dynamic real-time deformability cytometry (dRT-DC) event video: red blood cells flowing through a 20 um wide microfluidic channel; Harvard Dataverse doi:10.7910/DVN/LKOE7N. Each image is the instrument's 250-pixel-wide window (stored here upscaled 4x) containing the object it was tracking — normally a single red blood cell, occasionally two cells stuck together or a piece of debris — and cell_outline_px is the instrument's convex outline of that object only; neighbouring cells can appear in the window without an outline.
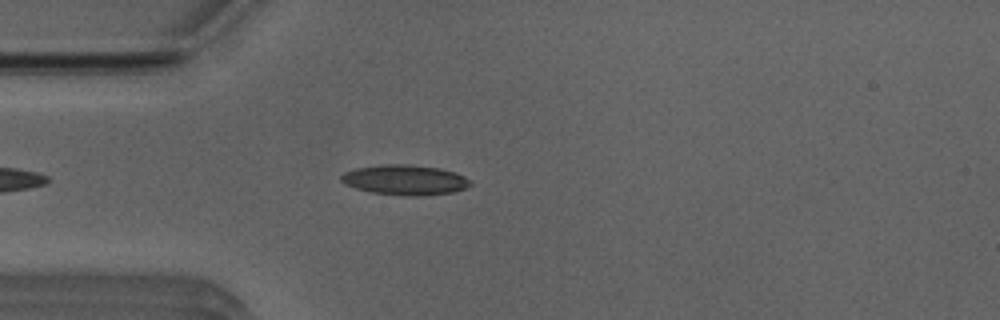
{"species": "Egyptian fruit bat (a non-hibernating species)", "species_latin": "Rousettus aegyptiacus", "temperature_condition": "room temperature", "stored_images_in_passage": 36, "camera_frame_rate_fps": 3000, "um_per_image_px": 0.085, "animal": {"sex": "male"}, "frame": {"image": 1, "passage_image": 5, "time_ms": 1.333, "image_size_px": [1000, 320], "cell_outline_px": [[472, 184], [464, 188], [452, 192], [420, 196], [404, 196], [372, 192], [356, 188], [344, 184], [340, 180], [340, 176], [344, 172], [356, 168], [384, 164], [408, 164], [440, 168], [456, 172], [464, 176]], "centroid_in_image_um": [34.4, 15.29], "position_along_channel_um": 50.6, "area_um2": 22.66}}
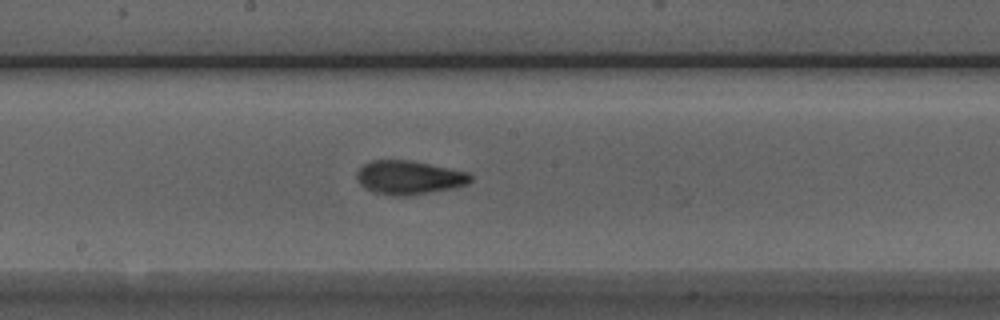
{"frame": {"image": 2, "passage_image": 18, "time_ms": 5.667, "image_size_px": [1000, 320], "cell_outline_px": [[472, 180], [468, 184], [452, 188], [408, 196], [392, 196], [372, 192], [364, 188], [356, 180], [356, 172], [364, 164], [372, 160], [408, 160], [468, 172], [472, 176]], "centroid_in_image_um": [34.73, 15.1], "position_along_channel_um": 213.5, "area_um2": 22.43}}
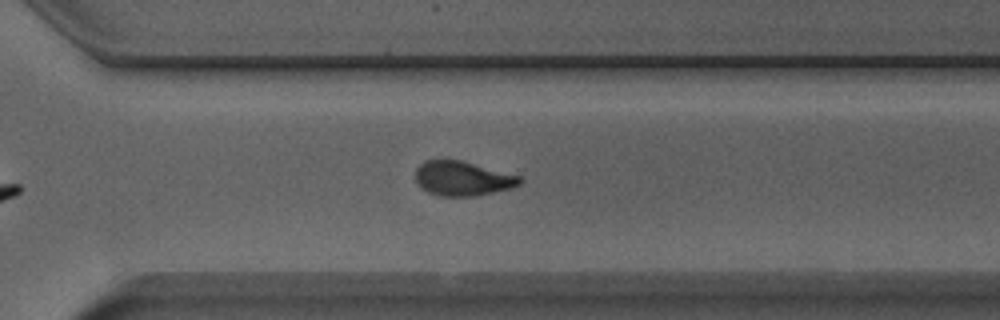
{"frame": {"image": 3, "passage_image": 27, "time_ms": 8.667, "image_size_px": [1000, 320], "cell_outline_px": [[524, 180], [520, 184], [512, 188], [472, 196], [440, 196], [428, 192], [420, 188], [416, 180], [416, 168], [424, 160], [460, 160], [520, 176]], "centroid_in_image_um": [39.3, 15.17], "position_along_channel_um": 331.3, "area_um2": 20.87}, "authors_computed_cell_mechanics": {"area_um2": 21.4149, "velocity_mm_per_s": 3.9463, "shape_relaxation_time_tau1_ms": 6.1765, "shape_relaxation_time_tau2_ms": 1.4684, "deformation_change_tau1": 0.1791, "deformation_change_tau2": 0.0739}}